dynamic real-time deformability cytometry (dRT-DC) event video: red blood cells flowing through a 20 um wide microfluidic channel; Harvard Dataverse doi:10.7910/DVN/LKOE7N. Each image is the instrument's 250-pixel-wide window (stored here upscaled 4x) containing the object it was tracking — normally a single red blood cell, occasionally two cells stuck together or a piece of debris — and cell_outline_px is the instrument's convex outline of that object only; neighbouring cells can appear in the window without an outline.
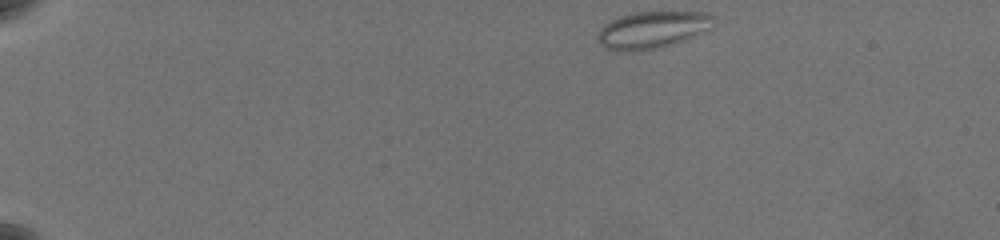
{"species": "common noctule bat (a hibernating species)", "species_latin": "Nyctalus noctula", "temperature_condition": "warm", "stored_images_in_passage": 32, "camera_frame_rate_fps": 3000, "um_per_image_px": 0.085, "animal": {"sex": "female", "body_mass_g": 19.5, "forearm_length_mm": 54.1}, "frame": {"image": 1, "passage_image": 1, "time_ms": 0.0, "image_size_px": [1000, 240], "cell_outline_px": [[712, 28], [684, 40], [672, 44], [652, 48], [624, 52], [604, 48], [600, 44], [596, 36], [600, 28], [604, 24], [620, 16], [636, 12], [708, 12], [712, 16]], "centroid_in_image_um": [55.41, 2.53], "position_along_channel_um": 29.6, "area_um2": 24.74}}
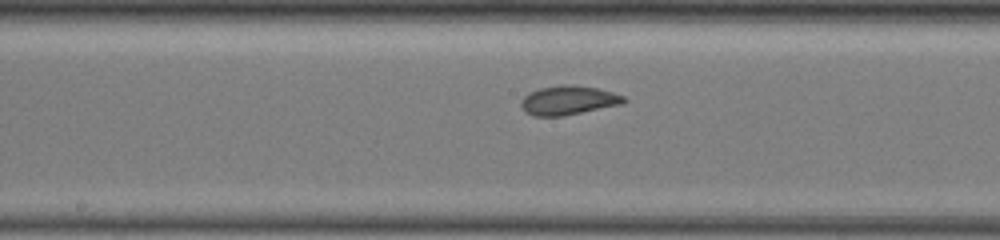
{"frame": {"image": 2, "passage_image": 15, "time_ms": 8.0, "image_size_px": [1000, 240], "cell_outline_px": [[628, 100], [620, 104], [560, 116], [532, 116], [524, 112], [520, 104], [524, 96], [528, 92], [540, 88], [564, 84], [572, 84], [596, 88], [612, 92], [624, 96]], "centroid_in_image_um": [48.26, 8.51], "position_along_channel_um": 199.9, "area_um2": 17.28}}
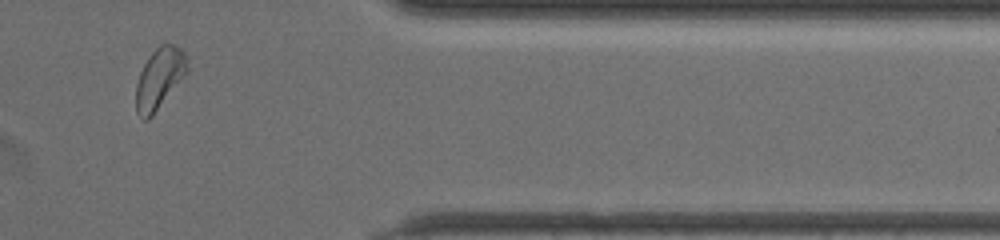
{"frame": {"image": 3, "passage_image": 28, "time_ms": 14.0, "image_size_px": [1000, 240], "cell_outline_px": [[188, 72], [152, 116], [148, 120], [144, 120], [136, 112], [136, 84], [140, 72], [148, 56], [160, 44], [176, 44], [184, 52], [188, 68]], "centroid_in_image_um": [13.55, 6.66], "position_along_channel_um": 397.9, "area_um2": 18.15}, "authors_computed_cell_mechanics": {"area_um2": 17.8891, "velocity_mm_per_s": 3.5342, "shape_relaxation_time_tau1_ms": 3.807, "shape_relaxation_time_tau2_ms": null, "deformation_change_tau1": 0.0812, "deformation_change_tau2": null}}